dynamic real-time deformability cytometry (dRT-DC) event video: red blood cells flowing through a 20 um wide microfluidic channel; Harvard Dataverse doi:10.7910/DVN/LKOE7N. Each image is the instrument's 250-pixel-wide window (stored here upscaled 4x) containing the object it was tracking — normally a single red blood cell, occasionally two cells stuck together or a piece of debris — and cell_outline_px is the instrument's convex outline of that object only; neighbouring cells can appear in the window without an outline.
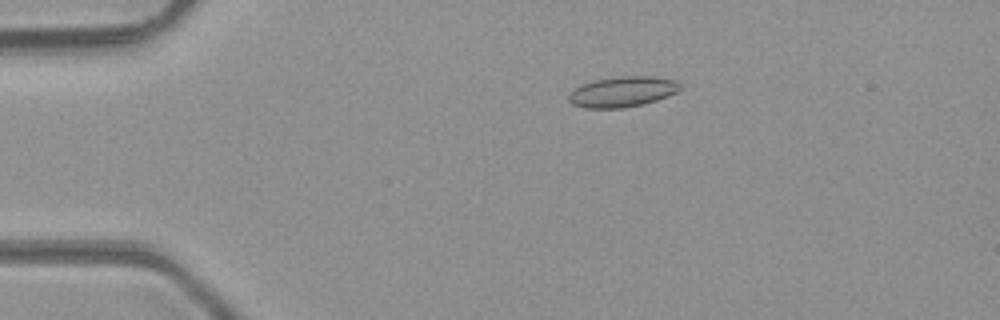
{"species": "common noctule bat (a hibernating species)", "species_latin": "Nyctalus noctula", "temperature_condition": "room temperature", "stored_images_in_passage": 50, "camera_frame_rate_fps": 3000, "um_per_image_px": 0.085, "animal": {"sex": "male", "body_mass_g": 23.1, "forearm_length_mm": 52.7}, "frame": {"image": 1, "passage_image": 11, "time_ms": 3.333, "image_size_px": [1000, 320], "cell_outline_px": [[680, 88], [676, 92], [668, 96], [644, 104], [624, 108], [584, 108], [572, 104], [568, 100], [568, 96], [576, 88], [592, 80], [620, 76], [652, 76], [676, 80], [680, 84]], "centroid_in_image_um": [52.91, 7.8], "position_along_channel_um": 32.1, "area_um2": 19.77}}
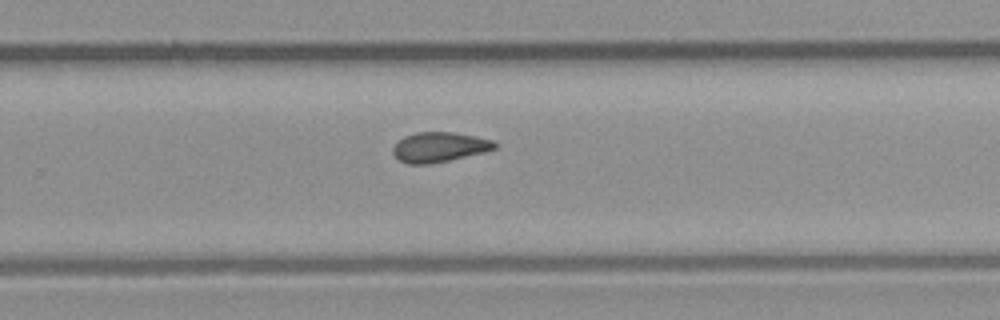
{"frame": {"image": 2, "passage_image": 33, "time_ms": 10.667, "image_size_px": [1000, 320], "cell_outline_px": [[500, 144], [496, 148], [484, 152], [448, 160], [428, 164], [408, 164], [400, 160], [392, 152], [392, 148], [404, 136], [416, 132], [452, 132], [492, 140]], "centroid_in_image_um": [37.34, 12.5], "position_along_channel_um": 292.5, "area_um2": 17.51}}
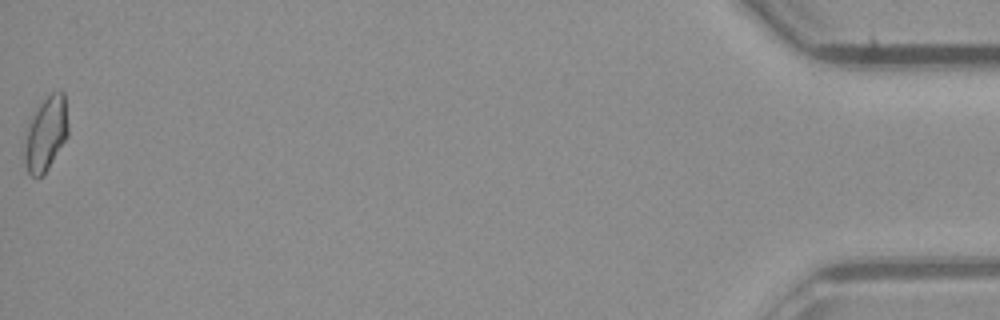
{"frame": {"image": 3, "passage_image": 50, "time_ms": 16.333, "image_size_px": [1000, 320], "cell_outline_px": [[68, 136], [48, 168], [40, 176], [32, 176], [28, 172], [24, 160], [24, 152], [28, 124], [32, 116], [40, 104], [52, 92], [60, 88], [64, 92], [68, 124]], "centroid_in_image_um": [3.92, 11.33], "position_along_channel_um": 431.3, "area_um2": 18.67}, "authors_computed_cell_mechanics": {"area_um2": 17.9758, "velocity_mm_per_s": 4.263, "shape_relaxation_time_tau1_ms": null, "shape_relaxation_time_tau2_ms": 2.5486, "deformation_change_tau1": null, "deformation_change_tau2": 0.0821}}